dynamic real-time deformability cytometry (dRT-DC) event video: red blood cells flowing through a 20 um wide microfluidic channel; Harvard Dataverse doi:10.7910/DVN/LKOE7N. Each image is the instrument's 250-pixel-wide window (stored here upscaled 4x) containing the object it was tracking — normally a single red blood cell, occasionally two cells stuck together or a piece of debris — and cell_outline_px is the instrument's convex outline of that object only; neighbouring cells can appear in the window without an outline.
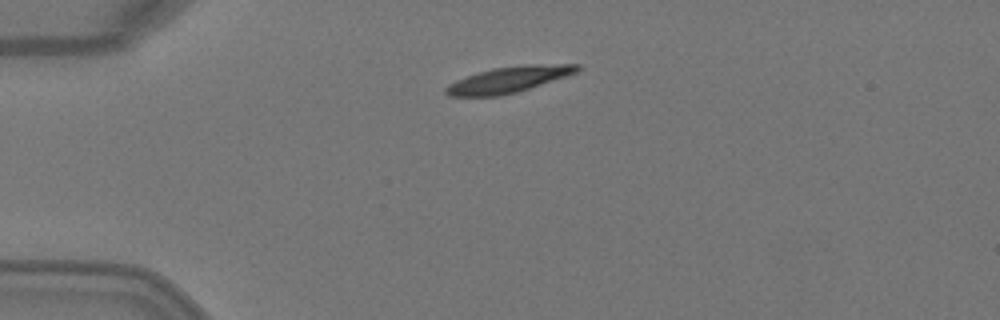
{"species": "Egyptian fruit bat (a non-hibernating species)", "species_latin": "Rousettus aegyptiacus", "temperature_condition": "warm", "stored_images_in_passage": 2, "camera_frame_rate_fps": 3000, "um_per_image_px": 0.085, "animal": {"sex": "female"}, "frame": {"image": 1, "passage_image": 1, "time_ms": 0.0, "image_size_px": [1000, 320], "cell_outline_px": [[580, 68], [576, 72], [568, 76], [516, 92], [500, 96], [448, 96], [444, 92], [444, 88], [448, 84], [468, 76], [492, 68], [524, 64], [580, 64]], "centroid_in_image_um": [43.25, 6.76], "position_along_channel_um": 41.7, "area_um2": 19.83}}